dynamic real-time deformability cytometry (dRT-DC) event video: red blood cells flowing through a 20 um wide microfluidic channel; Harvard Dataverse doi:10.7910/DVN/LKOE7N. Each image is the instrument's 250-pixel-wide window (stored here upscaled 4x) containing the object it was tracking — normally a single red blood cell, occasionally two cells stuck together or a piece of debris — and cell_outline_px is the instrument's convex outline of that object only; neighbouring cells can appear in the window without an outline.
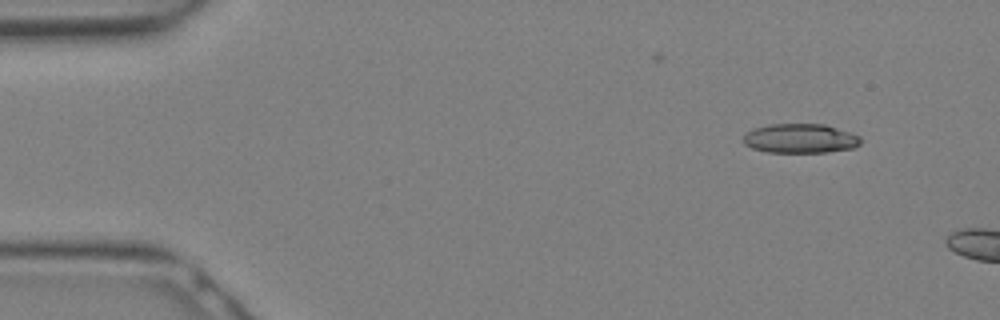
{"species": "Egyptian fruit bat (a non-hibernating species)", "species_latin": "Rousettus aegyptiacus", "temperature_condition": "warm", "stored_images_in_passage": 5, "camera_frame_rate_fps": 3000, "um_per_image_px": 0.085, "animal": {"sex": "female"}, "frame": {"image": 1, "passage_image": 3, "time_ms": 0.667, "image_size_px": [1000, 320], "cell_outline_px": [[860, 144], [852, 148], [828, 152], [768, 152], [752, 148], [744, 144], [744, 136], [752, 128], [772, 124], [824, 124], [860, 136]], "centroid_in_image_um": [68.01, 11.77], "position_along_channel_um": 17.0, "area_um2": 19.88}}